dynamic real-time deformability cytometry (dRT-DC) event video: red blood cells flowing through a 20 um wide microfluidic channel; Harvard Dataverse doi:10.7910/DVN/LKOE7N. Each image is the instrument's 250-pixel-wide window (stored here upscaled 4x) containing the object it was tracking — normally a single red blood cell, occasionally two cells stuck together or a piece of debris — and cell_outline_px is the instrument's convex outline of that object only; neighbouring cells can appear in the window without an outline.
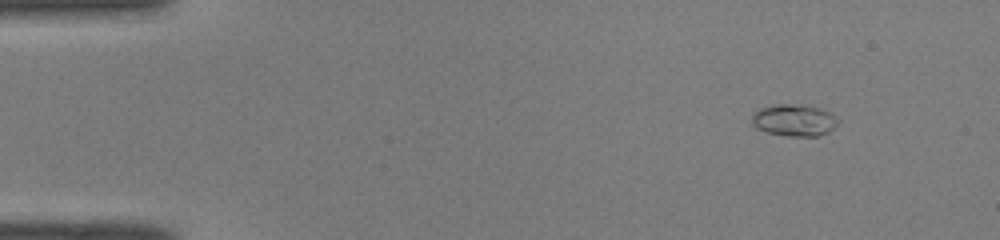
{"species": "common noctule bat (a hibernating species)", "species_latin": "Nyctalus noctula", "temperature_condition": "room temperature", "stored_images_in_passage": 46, "camera_frame_rate_fps": 3000, "um_per_image_px": 0.085, "animal": {"sex": "male", "body_mass_g": 19.0, "forearm_length_mm": 50.8}, "frame": {"image": 1, "passage_image": 1, "time_ms": 0.0, "image_size_px": [1000, 240], "cell_outline_px": [[840, 120], [828, 132], [816, 136], [788, 136], [768, 132], [756, 128], [752, 124], [752, 116], [756, 112], [764, 108], [780, 104], [792, 104], [820, 108], [836, 116]], "centroid_in_image_um": [67.52, 10.23], "position_along_channel_um": 17.5, "area_um2": 15.61}}
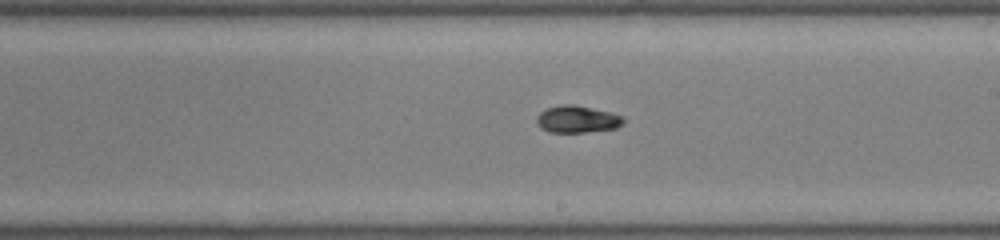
{"frame": {"image": 2, "passage_image": 25, "time_ms": 8.0, "image_size_px": [1000, 240], "cell_outline_px": [[624, 120], [616, 128], [584, 132], [548, 132], [540, 128], [536, 124], [536, 116], [540, 112], [548, 108], [560, 104], [572, 104], [608, 112], [620, 116]], "centroid_in_image_um": [48.97, 10.14], "position_along_channel_um": 240.0, "area_um2": 13.47}}
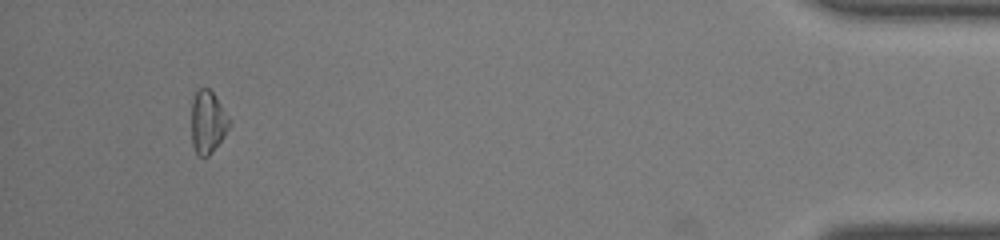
{"frame": {"image": 3, "passage_image": 43, "time_ms": 14.0, "image_size_px": [1000, 240], "cell_outline_px": [[232, 124], [224, 136], [208, 156], [200, 156], [196, 152], [192, 144], [192, 100], [196, 92], [200, 88], [208, 88], [212, 92], [232, 120]], "centroid_in_image_um": [17.68, 10.37], "position_along_channel_um": 417.5, "area_um2": 13.76}, "authors_computed_cell_mechanics": {"area_um2": 13.6408, "velocity_mm_per_s": 4.1007, "shape_relaxation_time_tau1_ms": 4.2838, "shape_relaxation_time_tau2_ms": null, "deformation_change_tau1": 0.1988, "deformation_change_tau2": null}}